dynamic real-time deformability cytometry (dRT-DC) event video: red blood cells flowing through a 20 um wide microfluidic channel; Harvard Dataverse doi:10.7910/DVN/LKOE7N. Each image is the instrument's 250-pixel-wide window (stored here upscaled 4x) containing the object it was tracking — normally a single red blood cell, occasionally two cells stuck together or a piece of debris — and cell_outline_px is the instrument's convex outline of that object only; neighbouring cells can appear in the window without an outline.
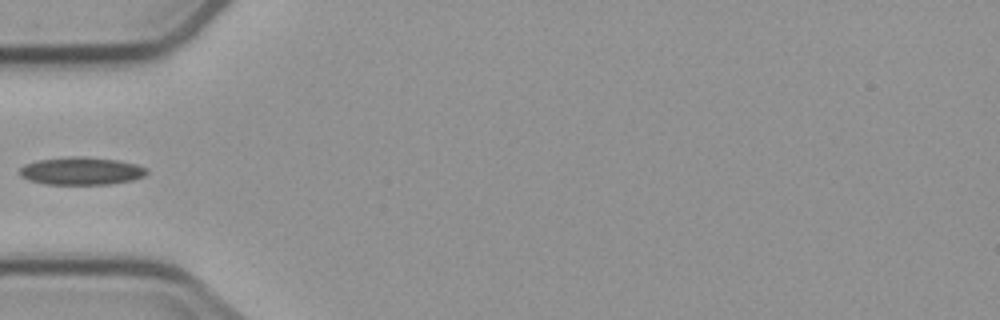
{"species": "common noctule bat (a hibernating species)", "species_latin": "Nyctalus noctula", "temperature_condition": "cold", "stored_images_in_passage": 2, "camera_frame_rate_fps": 3000, "um_per_image_px": 0.085, "animal": {"sex": "male", "body_mass_g": 23.1, "forearm_length_mm": 52.7}, "frame": {"image": 1, "passage_image": 2, "time_ms": 1.667, "image_size_px": [1000, 320], "cell_outline_px": [[148, 172], [144, 176], [132, 180], [108, 184], [44, 184], [28, 180], [20, 176], [20, 168], [24, 164], [40, 160], [72, 156], [84, 156], [116, 160], [136, 164], [148, 168]], "centroid_in_image_um": [6.91, 14.53], "position_along_channel_um": 78.1, "area_um2": 20.52}}